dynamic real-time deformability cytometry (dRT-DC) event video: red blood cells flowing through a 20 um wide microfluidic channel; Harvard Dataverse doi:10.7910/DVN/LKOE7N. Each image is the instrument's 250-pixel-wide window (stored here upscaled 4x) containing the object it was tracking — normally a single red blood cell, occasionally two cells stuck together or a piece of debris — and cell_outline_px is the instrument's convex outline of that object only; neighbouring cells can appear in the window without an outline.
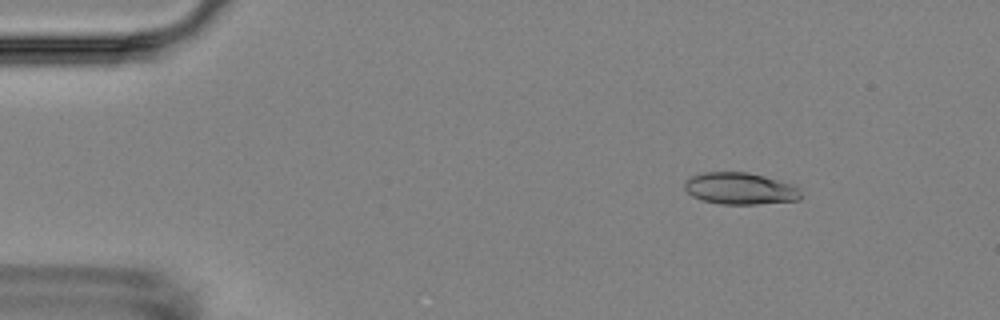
{"species": "Egyptian fruit bat (a non-hibernating species)", "species_latin": "Rousettus aegyptiacus", "temperature_condition": "room temperature", "stored_images_in_passage": 5, "camera_frame_rate_fps": 3000, "um_per_image_px": 0.085, "animal": {"sex": "female"}, "frame": {"image": 1, "passage_image": 2, "time_ms": 1.0, "image_size_px": [1000, 320], "cell_outline_px": [[800, 200], [756, 204], [720, 204], [700, 200], [692, 196], [684, 188], [684, 184], [692, 176], [704, 172], [748, 172], [764, 176], [792, 184], [800, 192]], "centroid_in_image_um": [62.89, 16.03], "position_along_channel_um": 22.1, "area_um2": 21.44}}
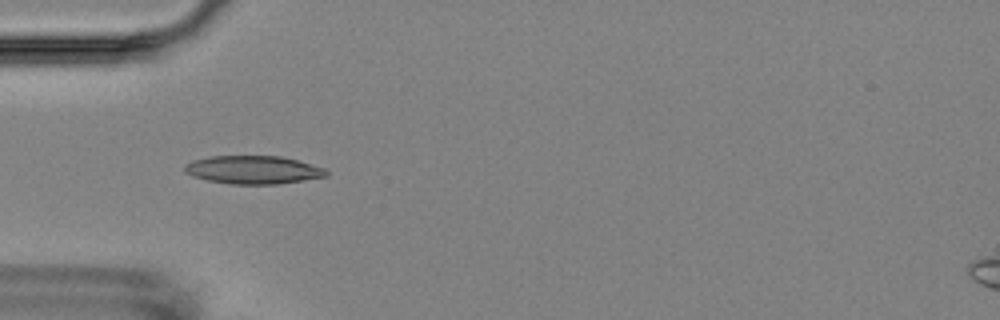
{"frame": {"image": 2, "passage_image": 5, "time_ms": 4.333, "image_size_px": [1000, 320], "cell_outline_px": [[328, 176], [280, 184], [232, 184], [208, 180], [192, 176], [184, 172], [184, 164], [192, 160], [212, 156], [280, 156], [296, 160], [324, 168], [328, 172]], "centroid_in_image_um": [21.5, 14.44], "position_along_channel_um": 63.5, "area_um2": 23.24}}